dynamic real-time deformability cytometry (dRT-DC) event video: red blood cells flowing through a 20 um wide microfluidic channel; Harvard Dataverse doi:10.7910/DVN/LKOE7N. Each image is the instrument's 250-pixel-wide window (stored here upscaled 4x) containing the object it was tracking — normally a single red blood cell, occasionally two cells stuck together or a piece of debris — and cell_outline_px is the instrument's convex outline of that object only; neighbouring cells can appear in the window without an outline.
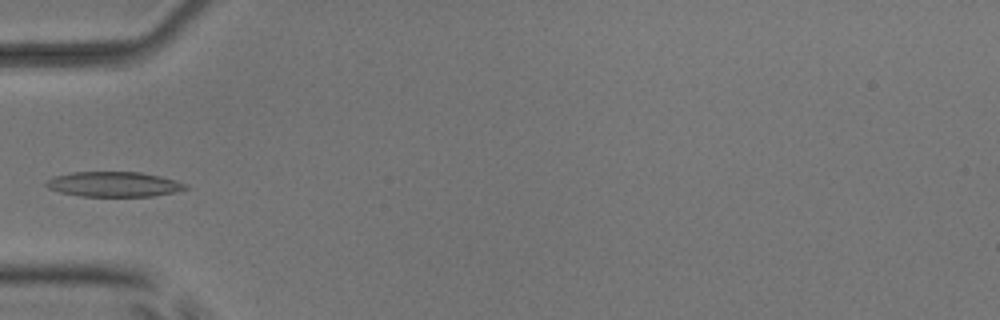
{"species": "common noctule bat (a hibernating species)", "species_latin": "Nyctalus noctula", "temperature_condition": "room temperature", "stored_images_in_passage": 5, "camera_frame_rate_fps": 3000, "um_per_image_px": 0.085, "animal": {"sex": "male", "body_mass_g": 17.9, "forearm_length_mm": 54.2}, "frame": {"image": 1, "passage_image": 5, "time_ms": 4.667, "image_size_px": [1000, 320], "cell_outline_px": [[192, 188], [152, 196], [80, 196], [60, 192], [48, 188], [44, 184], [44, 180], [56, 176], [72, 172], [140, 172], [160, 176], [176, 180], [188, 184]], "centroid_in_image_um": [9.69, 15.66], "position_along_channel_um": 75.3, "area_um2": 20.4}}